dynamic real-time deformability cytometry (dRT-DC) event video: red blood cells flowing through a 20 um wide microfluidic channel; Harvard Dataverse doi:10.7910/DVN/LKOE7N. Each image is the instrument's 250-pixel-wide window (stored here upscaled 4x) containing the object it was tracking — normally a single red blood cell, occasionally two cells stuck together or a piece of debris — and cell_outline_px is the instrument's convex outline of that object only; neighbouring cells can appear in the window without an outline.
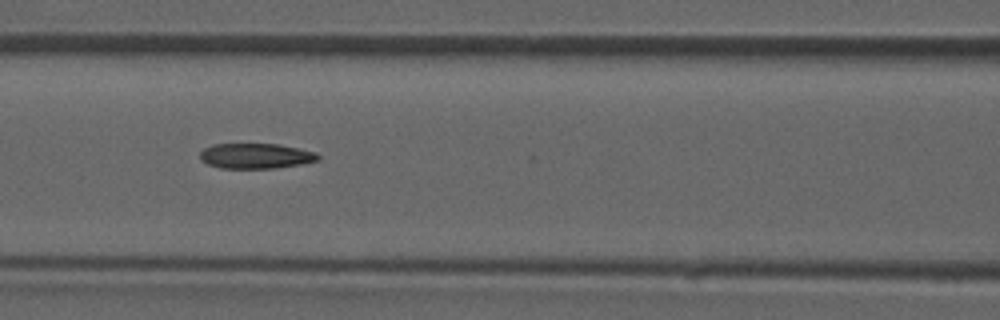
{"species": "common noctule bat (a hibernating species)", "species_latin": "Nyctalus noctula", "temperature_condition": "room temperature", "stored_images_in_passage": 33, "camera_frame_rate_fps": 3000, "um_per_image_px": 0.085, "animal": {"sex": "male", "forearm_length_mm": 52.5}, "frame": {"image": 1, "passage_image": 6, "time_ms": 1.667, "image_size_px": [1000, 320], "cell_outline_px": [[320, 160], [300, 164], [276, 168], [220, 168], [208, 164], [200, 160], [200, 152], [204, 148], [212, 144], [276, 144], [316, 152], [320, 156]], "centroid_in_image_um": [21.72, 13.26], "position_along_channel_um": 144.9, "area_um2": 17.34}}